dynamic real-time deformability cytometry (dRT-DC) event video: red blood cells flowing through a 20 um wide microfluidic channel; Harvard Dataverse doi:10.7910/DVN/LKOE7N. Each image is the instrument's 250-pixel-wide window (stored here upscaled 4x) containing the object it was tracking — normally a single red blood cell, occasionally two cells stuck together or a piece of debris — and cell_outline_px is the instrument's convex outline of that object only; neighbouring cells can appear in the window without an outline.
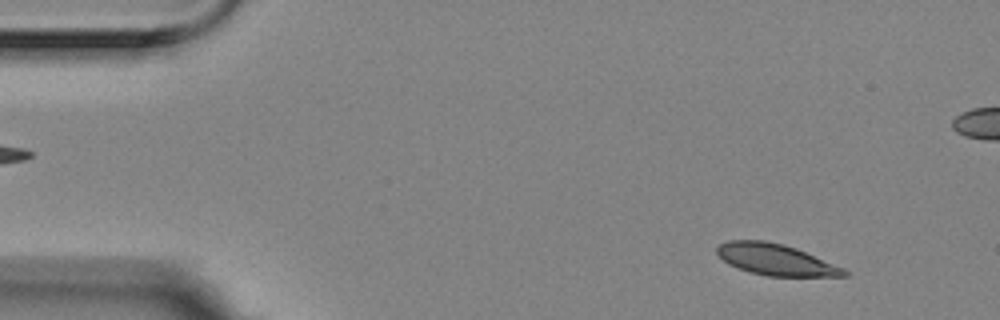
{"species": "Egyptian fruit bat (a non-hibernating species)", "species_latin": "Rousettus aegyptiacus", "temperature_condition": "room temperature", "stored_images_in_passage": 56, "camera_frame_rate_fps": 3000, "um_per_image_px": 0.085, "animal": {"sex": "female"}, "frame": {"image": 1, "passage_image": 5, "time_ms": 1.333, "image_size_px": [1000, 320], "cell_outline_px": [[852, 272], [848, 276], [768, 276], [748, 272], [728, 264], [716, 252], [716, 248], [720, 244], [728, 240], [764, 240], [784, 244], [796, 248], [844, 268]], "centroid_in_image_um": [65.95, 22.07], "position_along_channel_um": 19.1, "area_um2": 23.24}}
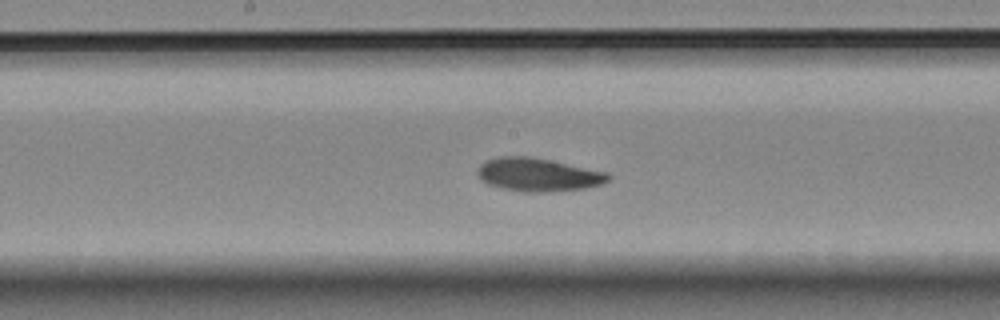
{"frame": {"image": 2, "passage_image": 28, "time_ms": 9.0, "image_size_px": [1000, 320], "cell_outline_px": [[612, 176], [608, 180], [600, 184], [588, 188], [548, 192], [524, 192], [500, 188], [488, 184], [480, 180], [476, 172], [480, 164], [488, 160], [500, 156], [528, 156], [608, 172]], "centroid_in_image_um": [45.72, 14.86], "position_along_channel_um": 202.5, "area_um2": 25.37}}
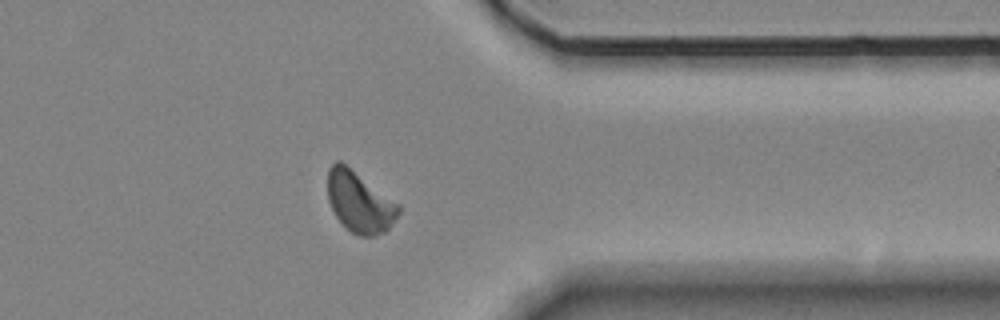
{"frame": {"image": 3, "passage_image": 44, "time_ms": 14.333, "image_size_px": [1000, 320], "cell_outline_px": [[400, 212], [388, 228], [384, 232], [376, 236], [360, 236], [352, 232], [336, 216], [328, 200], [328, 168], [336, 160], [340, 160], [400, 204]], "centroid_in_image_um": [30.57, 17.15], "position_along_channel_um": 380.8, "area_um2": 24.97}, "authors_computed_cell_mechanics": {"area_um2": 24.3338, "velocity_mm_per_s": 3.5173, "shape_relaxation_time_tau1_ms": 4.2421, "shape_relaxation_time_tau2_ms": 3.653, "deformation_change_tau1": 0.1204, "deformation_change_tau2": 0.0883}}